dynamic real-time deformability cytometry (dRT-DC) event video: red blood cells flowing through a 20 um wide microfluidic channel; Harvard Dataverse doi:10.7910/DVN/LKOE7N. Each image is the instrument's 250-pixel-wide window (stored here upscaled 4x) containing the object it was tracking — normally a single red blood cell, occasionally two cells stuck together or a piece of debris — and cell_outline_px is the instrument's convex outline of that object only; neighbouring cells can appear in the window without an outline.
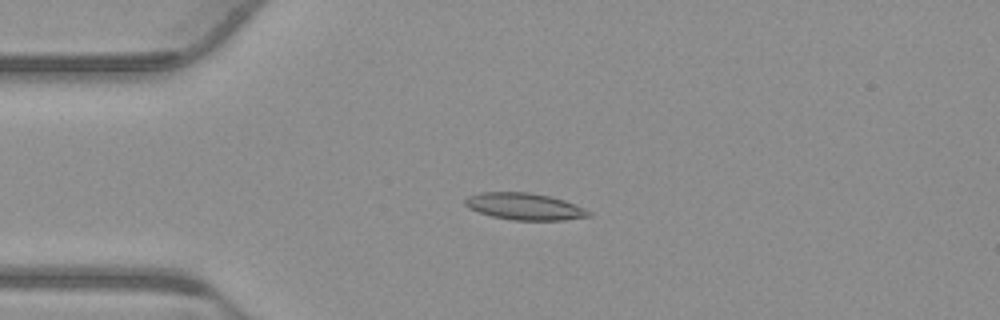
{"species": "common noctule bat (a hibernating species)", "species_latin": "Nyctalus noctula", "temperature_condition": "warm", "stored_images_in_passage": 49, "camera_frame_rate_fps": 3000, "um_per_image_px": 0.085, "animal": {"sex": "male", "body_mass_g": 23.1, "forearm_length_mm": 52.7}, "frame": {"image": 1, "passage_image": 8, "time_ms": 2.333, "image_size_px": [1000, 320], "cell_outline_px": [[592, 216], [564, 220], [512, 220], [492, 216], [468, 208], [464, 204], [464, 200], [468, 196], [480, 192], [528, 192], [552, 196], [564, 200], [584, 208], [592, 212]], "centroid_in_image_um": [44.6, 17.54], "position_along_channel_um": 40.4, "area_um2": 19.42}}
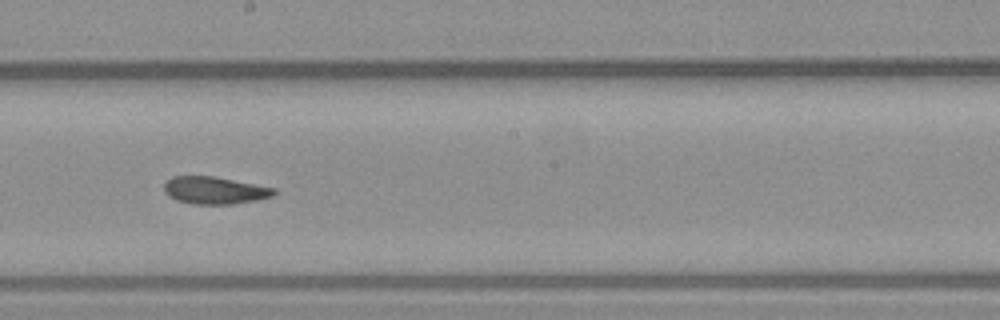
{"frame": {"image": 2, "passage_image": 25, "time_ms": 8.0, "image_size_px": [1000, 320], "cell_outline_px": [[276, 192], [272, 196], [256, 200], [232, 204], [192, 204], [176, 200], [168, 196], [164, 192], [164, 184], [172, 176], [212, 176], [256, 184], [276, 188]], "centroid_in_image_um": [18.23, 16.18], "position_along_channel_um": 230.0, "area_um2": 17.51}}
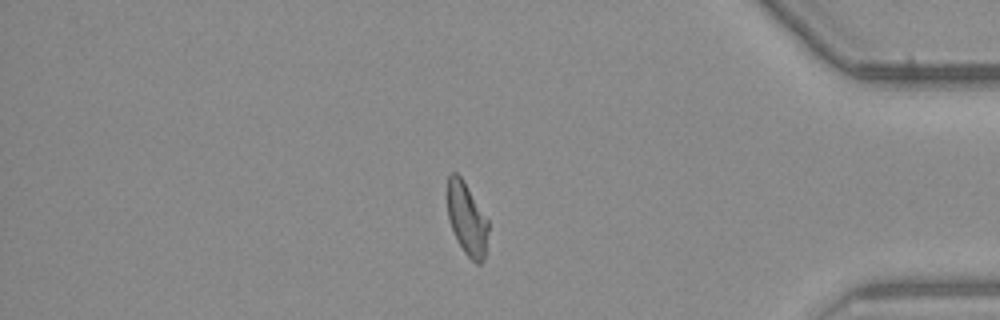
{"frame": {"image": 3, "passage_image": 41, "time_ms": 13.333, "image_size_px": [1000, 320], "cell_outline_px": [[488, 232], [484, 260], [480, 264], [476, 264], [464, 252], [456, 240], [448, 216], [448, 176], [452, 172], [456, 172], [464, 180], [488, 220]], "centroid_in_image_um": [39.69, 18.62], "position_along_channel_um": 395.5, "area_um2": 17.22}}